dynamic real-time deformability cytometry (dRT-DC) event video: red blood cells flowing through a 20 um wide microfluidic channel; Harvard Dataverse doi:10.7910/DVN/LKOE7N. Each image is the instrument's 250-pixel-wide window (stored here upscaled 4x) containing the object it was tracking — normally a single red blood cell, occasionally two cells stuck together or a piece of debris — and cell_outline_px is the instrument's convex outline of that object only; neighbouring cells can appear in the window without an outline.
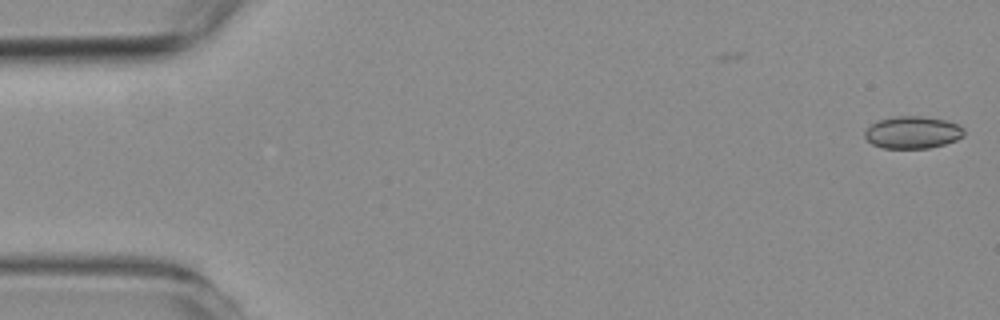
{"species": "common noctule bat (a hibernating species)", "species_latin": "Nyctalus noctula", "temperature_condition": "room temperature", "stored_images_in_passage": 5, "camera_frame_rate_fps": 3000, "um_per_image_px": 0.085, "animal": {"sex": "female", "body_mass_g": 19.3, "forearm_length_mm": 54.1}, "frame": {"image": 1, "passage_image": 5, "time_ms": 1.333, "image_size_px": [1000, 320], "cell_outline_px": [[964, 136], [956, 140], [944, 144], [928, 148], [884, 148], [872, 144], [864, 136], [864, 132], [872, 124], [880, 120], [896, 116], [920, 116], [944, 120], [956, 124], [964, 128]], "centroid_in_image_um": [77.58, 11.26], "position_along_channel_um": 7.4, "area_um2": 18.44}}